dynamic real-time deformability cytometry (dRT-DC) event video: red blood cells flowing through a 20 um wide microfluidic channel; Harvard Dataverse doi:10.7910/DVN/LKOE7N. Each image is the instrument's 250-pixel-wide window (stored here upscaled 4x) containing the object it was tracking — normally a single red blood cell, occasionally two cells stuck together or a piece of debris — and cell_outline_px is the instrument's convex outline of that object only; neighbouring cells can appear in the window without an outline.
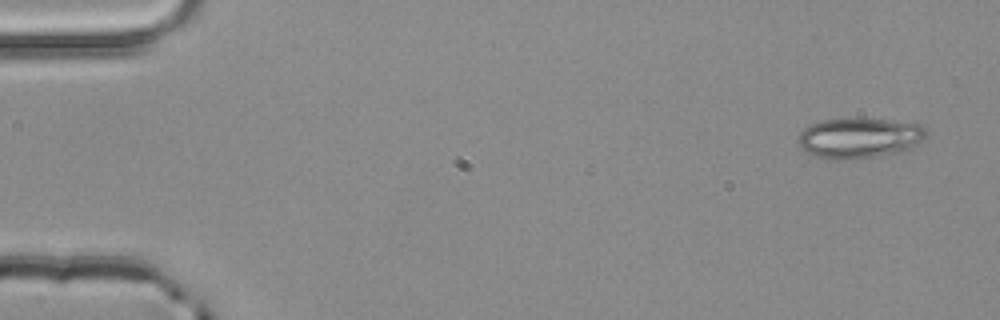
{"species": "common noctule bat (a hibernating species)", "species_latin": "Nyctalus noctula", "temperature_condition": "room temperature", "stored_images_in_passage": 4, "camera_frame_rate_fps": 3000, "um_per_image_px": 0.085, "animal": {"sex": "male", "body_mass_g": 20.4}, "frame": {"image": 1, "passage_image": 1, "time_ms": 0.0, "image_size_px": [1000, 320], "cell_outline_px": [[928, 136], [924, 140], [908, 148], [896, 152], [880, 156], [852, 160], [828, 160], [812, 156], [800, 148], [796, 140], [796, 136], [804, 128], [820, 120], [892, 120], [920, 124], [928, 132]], "centroid_in_image_um": [72.99, 11.77], "position_along_channel_um": 12.0, "area_um2": 30.29}}